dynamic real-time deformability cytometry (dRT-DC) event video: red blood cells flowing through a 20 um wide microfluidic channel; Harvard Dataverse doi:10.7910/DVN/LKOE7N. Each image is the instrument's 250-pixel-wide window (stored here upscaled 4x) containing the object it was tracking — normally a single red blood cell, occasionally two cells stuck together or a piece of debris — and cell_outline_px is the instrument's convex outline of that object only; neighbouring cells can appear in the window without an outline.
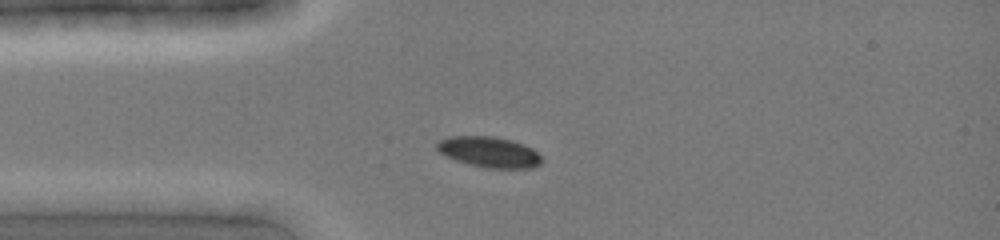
{"species": "common noctule bat (a hibernating species)", "species_latin": "Nyctalus noctula", "temperature_condition": "cold", "stored_images_in_passage": 5, "camera_frame_rate_fps": 3000, "um_per_image_px": 0.085, "animal": {"sex": "female", "body_mass_g": 19.0, "forearm_length_mm": 51.5}, "frame": {"image": 1, "passage_image": 1, "time_ms": 0.0, "image_size_px": [1000, 240], "cell_outline_px": [[544, 160], [540, 164], [532, 168], [488, 168], [468, 164], [456, 160], [440, 152], [436, 148], [436, 144], [440, 140], [448, 136], [492, 136], [512, 140], [524, 144], [532, 148]], "centroid_in_image_um": [41.6, 12.92], "position_along_channel_um": 43.4, "area_um2": 18.73}}